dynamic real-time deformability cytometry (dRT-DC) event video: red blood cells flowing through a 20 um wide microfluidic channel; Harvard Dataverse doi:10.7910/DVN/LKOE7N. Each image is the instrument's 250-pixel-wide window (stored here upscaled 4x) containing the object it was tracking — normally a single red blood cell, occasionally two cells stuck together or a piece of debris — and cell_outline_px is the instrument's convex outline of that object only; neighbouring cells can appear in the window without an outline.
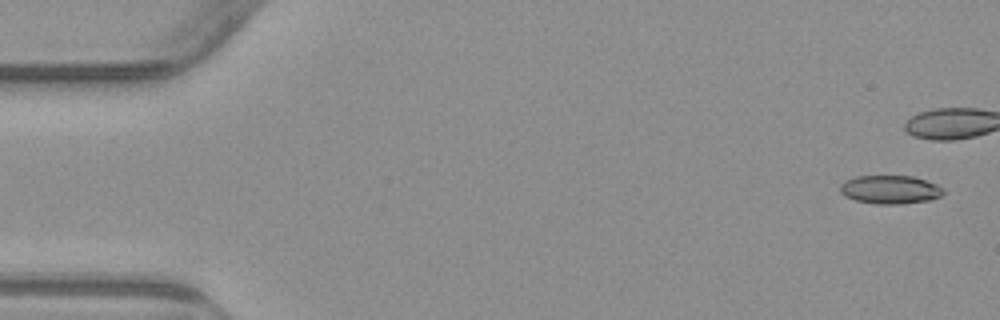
{"species": "common noctule bat (a hibernating species)", "species_latin": "Nyctalus noctula", "temperature_condition": "warm", "stored_images_in_passage": 6, "camera_frame_rate_fps": 3000, "um_per_image_px": 0.085, "animal": {"sex": "male", "body_mass_g": 23.1, "forearm_length_mm": 52.7}, "frame": {"image": 1, "passage_image": 1, "time_ms": 0.0, "image_size_px": [1000, 320], "cell_outline_px": [[944, 192], [940, 196], [928, 200], [900, 204], [876, 204], [856, 200], [844, 196], [840, 192], [840, 184], [844, 180], [856, 176], [912, 176], [936, 184], [944, 188]], "centroid_in_image_um": [75.63, 16.11], "position_along_channel_um": 9.4, "area_um2": 17.11}}